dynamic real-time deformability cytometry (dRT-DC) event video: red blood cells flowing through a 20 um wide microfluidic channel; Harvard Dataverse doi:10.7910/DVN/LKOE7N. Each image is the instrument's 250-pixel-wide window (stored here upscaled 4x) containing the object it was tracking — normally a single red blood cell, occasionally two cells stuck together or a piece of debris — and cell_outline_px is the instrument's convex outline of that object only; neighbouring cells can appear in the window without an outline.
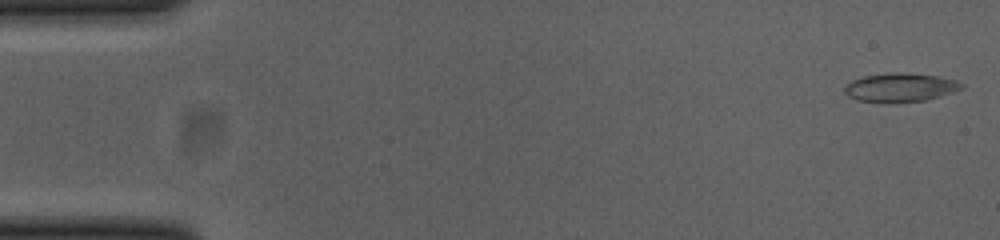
{"species": "common noctule bat (a hibernating species)", "species_latin": "Nyctalus noctula", "temperature_condition": "cold", "stored_images_in_passage": 52, "camera_frame_rate_fps": 3000, "um_per_image_px": 0.085, "animal": {"sex": "female", "body_mass_g": 23.0, "forearm_length_mm": 53.4}, "frame": {"image": 1, "passage_image": 1, "time_ms": 0.0, "image_size_px": [1000, 240], "cell_outline_px": [[964, 88], [940, 96], [924, 100], [888, 104], [856, 100], [848, 96], [844, 92], [844, 88], [852, 80], [864, 76], [892, 72], [900, 72], [936, 76], [956, 80], [964, 84]], "centroid_in_image_um": [76.5, 7.45], "position_along_channel_um": 8.5, "area_um2": 19.77}}
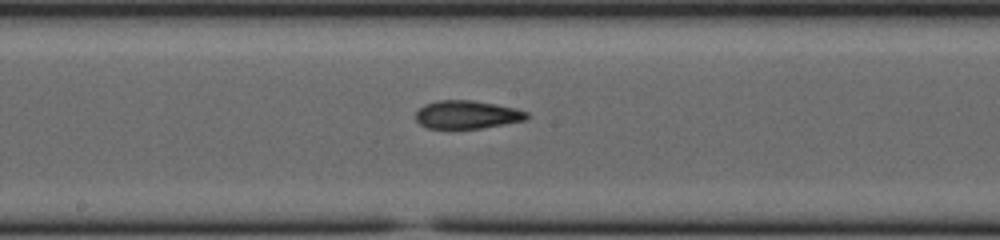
{"frame": {"image": 2, "passage_image": 27, "time_ms": 8.667, "image_size_px": [1000, 240], "cell_outline_px": [[532, 116], [528, 120], [480, 128], [428, 128], [420, 124], [416, 120], [416, 112], [424, 104], [436, 100], [472, 100], [496, 104], [516, 108], [528, 112]], "centroid_in_image_um": [39.74, 9.73], "position_along_channel_um": 208.5, "area_um2": 18.38}}
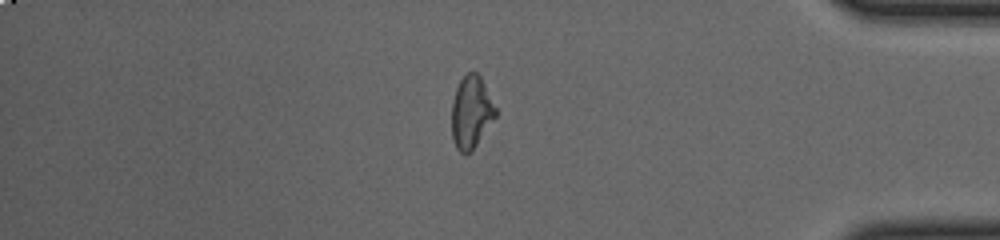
{"frame": {"image": 3, "passage_image": 44, "time_ms": 14.333, "image_size_px": [1000, 240], "cell_outline_px": [[496, 116], [472, 152], [460, 152], [456, 148], [452, 136], [452, 104], [456, 88], [460, 80], [468, 72], [476, 72], [480, 76], [496, 108]], "centroid_in_image_um": [40.05, 9.55], "position_along_channel_um": 395.2, "area_um2": 18.32}, "authors_computed_cell_mechanics": {"area_um2": 18.8428, "velocity_mm_per_s": 3.8599, "shape_relaxation_time_tau1_ms": 5.9237, "shape_relaxation_time_tau2_ms": 4.6895, "deformation_change_tau1": 0.1723, "deformation_change_tau2": 0.117}}